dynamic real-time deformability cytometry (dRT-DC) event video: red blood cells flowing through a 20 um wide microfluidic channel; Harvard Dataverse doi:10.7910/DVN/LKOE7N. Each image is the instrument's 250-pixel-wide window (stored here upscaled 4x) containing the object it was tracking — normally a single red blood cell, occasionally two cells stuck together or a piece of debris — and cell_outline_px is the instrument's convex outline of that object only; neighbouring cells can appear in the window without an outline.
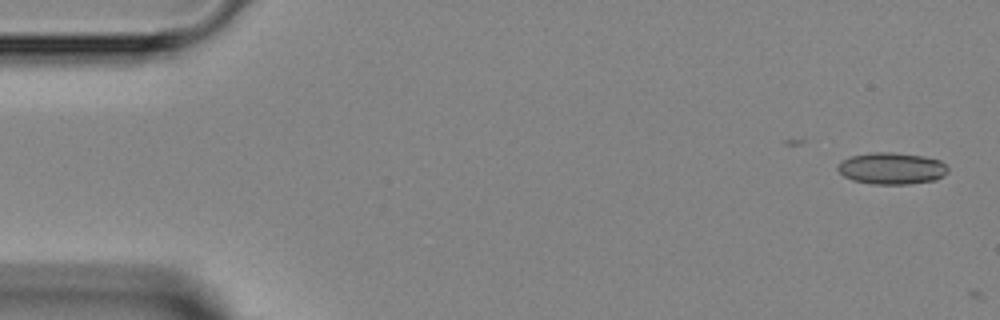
{"species": "Egyptian fruit bat (a non-hibernating species)", "species_latin": "Rousettus aegyptiacus", "temperature_condition": "room temperature", "stored_images_in_passage": 5, "camera_frame_rate_fps": 3000, "um_per_image_px": 0.085, "animal": {"sex": "female"}, "frame": {"image": 1, "passage_image": 1, "time_ms": 0.0, "image_size_px": [1000, 320], "cell_outline_px": [[948, 172], [936, 180], [908, 184], [872, 184], [852, 180], [844, 176], [836, 168], [836, 164], [840, 160], [852, 156], [872, 152], [892, 152], [924, 156], [940, 160], [948, 168]], "centroid_in_image_um": [75.77, 14.31], "position_along_channel_um": 9.2, "area_um2": 20.52}}
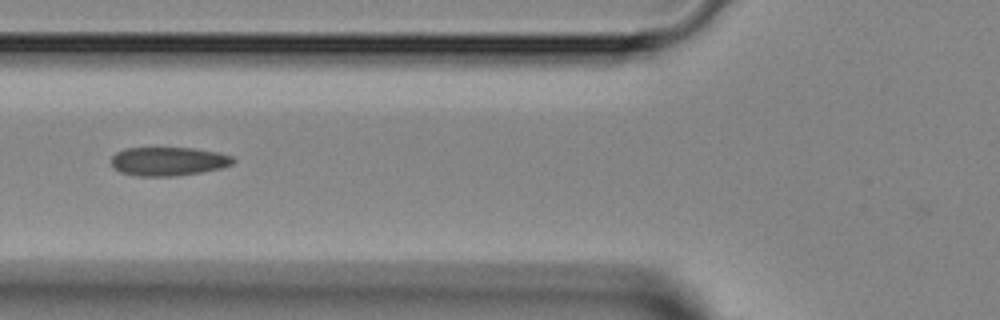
{"frame": {"image": 2, "passage_image": 5, "time_ms": 5.333, "image_size_px": [1000, 320], "cell_outline_px": [[236, 160], [232, 164], [220, 168], [200, 172], [172, 176], [136, 176], [120, 172], [112, 168], [112, 156], [116, 152], [124, 148], [192, 148], [216, 152], [232, 156]], "centroid_in_image_um": [14.27, 13.71], "position_along_channel_um": 111.5, "area_um2": 20.35}}